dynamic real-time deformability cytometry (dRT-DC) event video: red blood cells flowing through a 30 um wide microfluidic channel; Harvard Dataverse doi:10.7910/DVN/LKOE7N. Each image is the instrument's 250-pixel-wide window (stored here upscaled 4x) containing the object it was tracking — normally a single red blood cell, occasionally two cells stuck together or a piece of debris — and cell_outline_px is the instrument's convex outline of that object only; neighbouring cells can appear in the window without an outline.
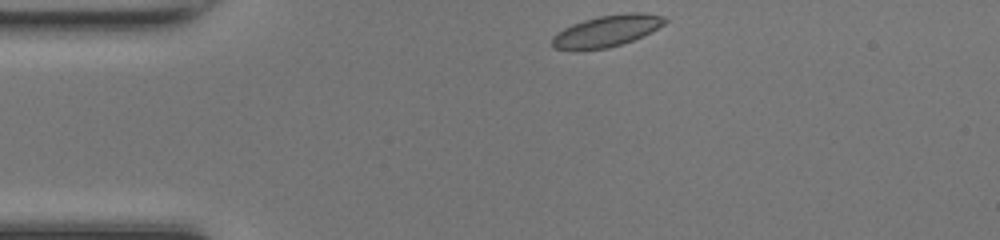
{"species": "common noctule bat (a hibernating species)", "species_latin": "Nyctalus noctula", "temperature_condition": "room temperature", "stored_images_in_passage": 41, "camera_frame_rate_fps": 3000, "um_per_image_px": 0.085, "animal": {"sex": "female", "body_mass_g": 17.0, "forearm_length_mm": 48.0}, "frame": {"image": 1, "passage_image": 1, "time_ms": 0.0, "image_size_px": [1000, 240], "cell_outline_px": [[668, 20], [664, 24], [632, 40], [608, 48], [552, 48], [552, 36], [564, 28], [572, 24], [596, 16], [632, 12], [640, 12], [664, 16]], "centroid_in_image_um": [51.58, 2.59], "position_along_channel_um": 33.4, "area_um2": 20.06}}
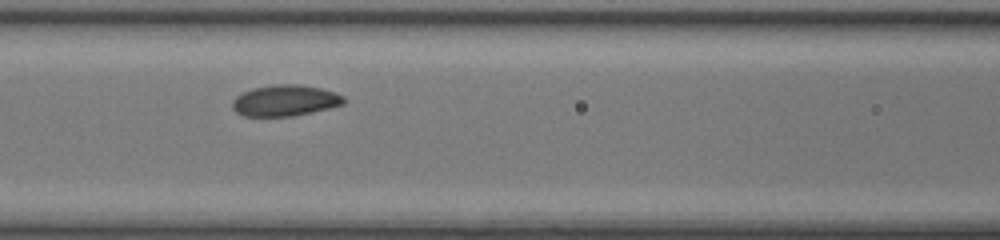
{"frame": {"image": 2, "passage_image": 12, "time_ms": 3.667, "image_size_px": [1000, 240], "cell_outline_px": [[344, 104], [328, 108], [292, 116], [244, 116], [236, 112], [232, 108], [232, 100], [236, 96], [252, 88], [276, 84], [300, 84], [320, 88], [336, 92], [344, 96]], "centroid_in_image_um": [24.22, 8.54], "position_along_channel_um": 142.4, "area_um2": 20.17}}
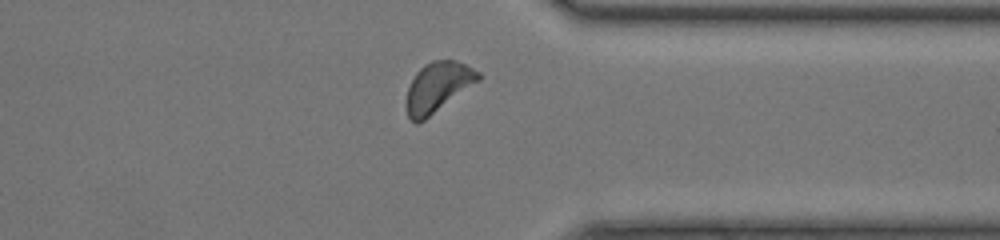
{"frame": {"image": 3, "passage_image": 29, "time_ms": 9.333, "image_size_px": [1000, 240], "cell_outline_px": [[484, 76], [480, 80], [424, 120], [416, 124], [408, 116], [404, 104], [404, 100], [408, 88], [416, 72], [424, 64], [432, 60], [456, 60], [480, 72]], "centroid_in_image_um": [37.2, 7.4], "position_along_channel_um": 374.2, "area_um2": 21.04}, "authors_computed_cell_mechanics": {"area_um2": 19.8254, "velocity_mm_per_s": 4.1788, "shape_relaxation_time_tau1_ms": 4.2641, "shape_relaxation_time_tau2_ms": null, "deformation_change_tau1": 0.1128, "deformation_change_tau2": null}}